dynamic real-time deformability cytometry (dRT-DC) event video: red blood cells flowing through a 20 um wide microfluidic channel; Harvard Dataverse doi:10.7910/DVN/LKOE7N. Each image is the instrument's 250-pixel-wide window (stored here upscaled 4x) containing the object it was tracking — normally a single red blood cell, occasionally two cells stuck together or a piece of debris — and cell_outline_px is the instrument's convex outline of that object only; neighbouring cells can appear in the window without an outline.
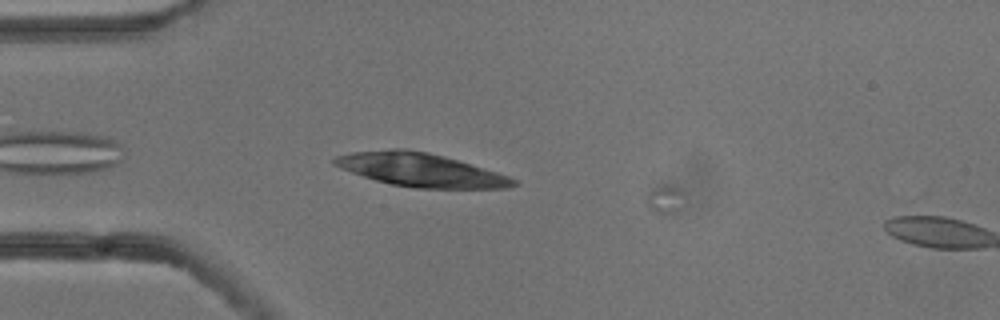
{"species": "common noctule bat (a hibernating species)", "species_latin": "Nyctalus noctula", "temperature_condition": "cold", "stored_images_in_passage": 4, "camera_frame_rate_fps": 3000, "um_per_image_px": 0.085, "animal": {"sex": "male", "body_mass_g": 13.3}, "frame": {"image": 1, "passage_image": 3, "time_ms": 0.667, "image_size_px": [1000, 320], "cell_outline_px": [[520, 184], [508, 188], [416, 188], [392, 184], [376, 180], [340, 168], [332, 164], [332, 160], [336, 156], [352, 152], [392, 148], [404, 148], [428, 152], [444, 156], [496, 172], [508, 176], [516, 180]], "centroid_in_image_um": [35.74, 14.43], "position_along_channel_um": 49.3, "area_um2": 34.62}}